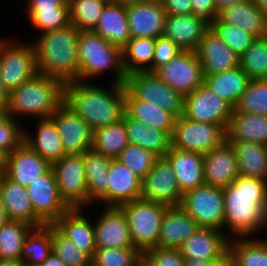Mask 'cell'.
I'll return each mask as SVG.
<instances>
[{"label":"cell","mask_w":267,"mask_h":266,"mask_svg":"<svg viewBox=\"0 0 267 266\" xmlns=\"http://www.w3.org/2000/svg\"><path fill=\"white\" fill-rule=\"evenodd\" d=\"M223 195L224 228L232 233H228L229 238L248 237L267 229L266 180L239 175L223 188Z\"/></svg>","instance_id":"6da1fadb"},{"label":"cell","mask_w":267,"mask_h":266,"mask_svg":"<svg viewBox=\"0 0 267 266\" xmlns=\"http://www.w3.org/2000/svg\"><path fill=\"white\" fill-rule=\"evenodd\" d=\"M110 90L91 82L64 86V103L94 130L117 123L125 113V83L111 82Z\"/></svg>","instance_id":"7a4b0ae2"},{"label":"cell","mask_w":267,"mask_h":266,"mask_svg":"<svg viewBox=\"0 0 267 266\" xmlns=\"http://www.w3.org/2000/svg\"><path fill=\"white\" fill-rule=\"evenodd\" d=\"M72 24L41 33L35 43L37 72L53 77L64 84L77 81L79 73L78 36Z\"/></svg>","instance_id":"3957f363"},{"label":"cell","mask_w":267,"mask_h":266,"mask_svg":"<svg viewBox=\"0 0 267 266\" xmlns=\"http://www.w3.org/2000/svg\"><path fill=\"white\" fill-rule=\"evenodd\" d=\"M64 86L60 80L36 73L31 79L9 92L6 113L38 119L50 118L64 103Z\"/></svg>","instance_id":"277c9868"},{"label":"cell","mask_w":267,"mask_h":266,"mask_svg":"<svg viewBox=\"0 0 267 266\" xmlns=\"http://www.w3.org/2000/svg\"><path fill=\"white\" fill-rule=\"evenodd\" d=\"M78 81L103 75L108 69L114 72V83H125L127 74L123 66L122 48L106 41L93 31H80L78 36Z\"/></svg>","instance_id":"5b68a950"},{"label":"cell","mask_w":267,"mask_h":266,"mask_svg":"<svg viewBox=\"0 0 267 266\" xmlns=\"http://www.w3.org/2000/svg\"><path fill=\"white\" fill-rule=\"evenodd\" d=\"M127 217L133 246L142 254L157 247L165 204L142 198L120 205Z\"/></svg>","instance_id":"8992f818"},{"label":"cell","mask_w":267,"mask_h":266,"mask_svg":"<svg viewBox=\"0 0 267 266\" xmlns=\"http://www.w3.org/2000/svg\"><path fill=\"white\" fill-rule=\"evenodd\" d=\"M13 40L0 39V75L9 92L38 73L32 42L17 43Z\"/></svg>","instance_id":"52a82bcc"},{"label":"cell","mask_w":267,"mask_h":266,"mask_svg":"<svg viewBox=\"0 0 267 266\" xmlns=\"http://www.w3.org/2000/svg\"><path fill=\"white\" fill-rule=\"evenodd\" d=\"M60 197L70 208L90 206L83 154H66L52 163ZM88 205V206H87Z\"/></svg>","instance_id":"ba28073f"},{"label":"cell","mask_w":267,"mask_h":266,"mask_svg":"<svg viewBox=\"0 0 267 266\" xmlns=\"http://www.w3.org/2000/svg\"><path fill=\"white\" fill-rule=\"evenodd\" d=\"M179 206L199 227L225 231L223 188L205 183L183 193Z\"/></svg>","instance_id":"9c48e42d"},{"label":"cell","mask_w":267,"mask_h":266,"mask_svg":"<svg viewBox=\"0 0 267 266\" xmlns=\"http://www.w3.org/2000/svg\"><path fill=\"white\" fill-rule=\"evenodd\" d=\"M125 86L136 99L152 102L175 118L183 115L184 96L173 90L154 72L130 73Z\"/></svg>","instance_id":"30bf717a"},{"label":"cell","mask_w":267,"mask_h":266,"mask_svg":"<svg viewBox=\"0 0 267 266\" xmlns=\"http://www.w3.org/2000/svg\"><path fill=\"white\" fill-rule=\"evenodd\" d=\"M225 139L226 130L221 125L198 122L180 116L175 119L171 147L205 154Z\"/></svg>","instance_id":"8fae6325"},{"label":"cell","mask_w":267,"mask_h":266,"mask_svg":"<svg viewBox=\"0 0 267 266\" xmlns=\"http://www.w3.org/2000/svg\"><path fill=\"white\" fill-rule=\"evenodd\" d=\"M233 107L204 84L184 96L183 115L198 122L221 125L227 130Z\"/></svg>","instance_id":"7c38bea8"},{"label":"cell","mask_w":267,"mask_h":266,"mask_svg":"<svg viewBox=\"0 0 267 266\" xmlns=\"http://www.w3.org/2000/svg\"><path fill=\"white\" fill-rule=\"evenodd\" d=\"M154 73L183 96L204 82L202 65L194 51H181L167 64L158 67Z\"/></svg>","instance_id":"4fadbf2b"},{"label":"cell","mask_w":267,"mask_h":266,"mask_svg":"<svg viewBox=\"0 0 267 266\" xmlns=\"http://www.w3.org/2000/svg\"><path fill=\"white\" fill-rule=\"evenodd\" d=\"M26 191L35 215L45 224H53L70 207L60 197L52 168L31 182Z\"/></svg>","instance_id":"5bb4252c"},{"label":"cell","mask_w":267,"mask_h":266,"mask_svg":"<svg viewBox=\"0 0 267 266\" xmlns=\"http://www.w3.org/2000/svg\"><path fill=\"white\" fill-rule=\"evenodd\" d=\"M167 206H179L182 193L176 176L165 157H158L151 171L141 181V197Z\"/></svg>","instance_id":"9a60e30c"},{"label":"cell","mask_w":267,"mask_h":266,"mask_svg":"<svg viewBox=\"0 0 267 266\" xmlns=\"http://www.w3.org/2000/svg\"><path fill=\"white\" fill-rule=\"evenodd\" d=\"M50 118L56 125L66 154H83L91 149L94 129L65 103Z\"/></svg>","instance_id":"2e32d148"},{"label":"cell","mask_w":267,"mask_h":266,"mask_svg":"<svg viewBox=\"0 0 267 266\" xmlns=\"http://www.w3.org/2000/svg\"><path fill=\"white\" fill-rule=\"evenodd\" d=\"M94 223L96 249L134 247L127 217L120 206H105Z\"/></svg>","instance_id":"e0dca14e"},{"label":"cell","mask_w":267,"mask_h":266,"mask_svg":"<svg viewBox=\"0 0 267 266\" xmlns=\"http://www.w3.org/2000/svg\"><path fill=\"white\" fill-rule=\"evenodd\" d=\"M51 168L52 164L47 159L42 158L35 150L22 142L7 155L5 175L13 182L27 187Z\"/></svg>","instance_id":"ac0fdd59"},{"label":"cell","mask_w":267,"mask_h":266,"mask_svg":"<svg viewBox=\"0 0 267 266\" xmlns=\"http://www.w3.org/2000/svg\"><path fill=\"white\" fill-rule=\"evenodd\" d=\"M203 75H213L239 66V55L227 46L210 27L196 49Z\"/></svg>","instance_id":"d6986e66"},{"label":"cell","mask_w":267,"mask_h":266,"mask_svg":"<svg viewBox=\"0 0 267 266\" xmlns=\"http://www.w3.org/2000/svg\"><path fill=\"white\" fill-rule=\"evenodd\" d=\"M131 38H154L164 33L166 12L162 2L148 0L126 7Z\"/></svg>","instance_id":"ffe728a7"},{"label":"cell","mask_w":267,"mask_h":266,"mask_svg":"<svg viewBox=\"0 0 267 266\" xmlns=\"http://www.w3.org/2000/svg\"><path fill=\"white\" fill-rule=\"evenodd\" d=\"M238 176L237 158L231 143L227 139L204 154V179L206 184L224 188Z\"/></svg>","instance_id":"44dd1931"},{"label":"cell","mask_w":267,"mask_h":266,"mask_svg":"<svg viewBox=\"0 0 267 266\" xmlns=\"http://www.w3.org/2000/svg\"><path fill=\"white\" fill-rule=\"evenodd\" d=\"M229 239L222 230L199 227L180 250L184 259L209 261L220 258L228 250Z\"/></svg>","instance_id":"7402d4cb"},{"label":"cell","mask_w":267,"mask_h":266,"mask_svg":"<svg viewBox=\"0 0 267 266\" xmlns=\"http://www.w3.org/2000/svg\"><path fill=\"white\" fill-rule=\"evenodd\" d=\"M164 157L171 165L182 194L205 184L204 154L171 147Z\"/></svg>","instance_id":"603a6c76"},{"label":"cell","mask_w":267,"mask_h":266,"mask_svg":"<svg viewBox=\"0 0 267 266\" xmlns=\"http://www.w3.org/2000/svg\"><path fill=\"white\" fill-rule=\"evenodd\" d=\"M210 23L204 18L188 15H167L163 36L172 40L183 51H196Z\"/></svg>","instance_id":"cb8c5ba5"},{"label":"cell","mask_w":267,"mask_h":266,"mask_svg":"<svg viewBox=\"0 0 267 266\" xmlns=\"http://www.w3.org/2000/svg\"><path fill=\"white\" fill-rule=\"evenodd\" d=\"M83 208H70L53 225L78 249L92 258L96 250L94 223L83 213Z\"/></svg>","instance_id":"d4e9b609"},{"label":"cell","mask_w":267,"mask_h":266,"mask_svg":"<svg viewBox=\"0 0 267 266\" xmlns=\"http://www.w3.org/2000/svg\"><path fill=\"white\" fill-rule=\"evenodd\" d=\"M198 228L197 222L180 206H169L161 221L157 246L180 248Z\"/></svg>","instance_id":"484cf974"},{"label":"cell","mask_w":267,"mask_h":266,"mask_svg":"<svg viewBox=\"0 0 267 266\" xmlns=\"http://www.w3.org/2000/svg\"><path fill=\"white\" fill-rule=\"evenodd\" d=\"M0 195L10 220L21 221L34 228L45 225L35 215L25 186L4 175L0 183Z\"/></svg>","instance_id":"4316f807"},{"label":"cell","mask_w":267,"mask_h":266,"mask_svg":"<svg viewBox=\"0 0 267 266\" xmlns=\"http://www.w3.org/2000/svg\"><path fill=\"white\" fill-rule=\"evenodd\" d=\"M218 18L235 25L256 38L267 36V14L253 0L233 4L219 11Z\"/></svg>","instance_id":"83f0119b"},{"label":"cell","mask_w":267,"mask_h":266,"mask_svg":"<svg viewBox=\"0 0 267 266\" xmlns=\"http://www.w3.org/2000/svg\"><path fill=\"white\" fill-rule=\"evenodd\" d=\"M141 197V180L125 165L111 159L108 173V206H120Z\"/></svg>","instance_id":"f1b7e54d"},{"label":"cell","mask_w":267,"mask_h":266,"mask_svg":"<svg viewBox=\"0 0 267 266\" xmlns=\"http://www.w3.org/2000/svg\"><path fill=\"white\" fill-rule=\"evenodd\" d=\"M83 155L90 205L97 204V201L108 206V173L112 158L92 149Z\"/></svg>","instance_id":"f546056e"},{"label":"cell","mask_w":267,"mask_h":266,"mask_svg":"<svg viewBox=\"0 0 267 266\" xmlns=\"http://www.w3.org/2000/svg\"><path fill=\"white\" fill-rule=\"evenodd\" d=\"M93 32L109 43L123 48L131 39L126 7L110 0L103 9Z\"/></svg>","instance_id":"4dcf8cb0"},{"label":"cell","mask_w":267,"mask_h":266,"mask_svg":"<svg viewBox=\"0 0 267 266\" xmlns=\"http://www.w3.org/2000/svg\"><path fill=\"white\" fill-rule=\"evenodd\" d=\"M229 142H255L267 145V116L232 111L226 130Z\"/></svg>","instance_id":"1f68e13d"},{"label":"cell","mask_w":267,"mask_h":266,"mask_svg":"<svg viewBox=\"0 0 267 266\" xmlns=\"http://www.w3.org/2000/svg\"><path fill=\"white\" fill-rule=\"evenodd\" d=\"M123 122L130 144L150 150L158 157H164L171 148V135L167 131L146 126L126 113Z\"/></svg>","instance_id":"d6a6232c"},{"label":"cell","mask_w":267,"mask_h":266,"mask_svg":"<svg viewBox=\"0 0 267 266\" xmlns=\"http://www.w3.org/2000/svg\"><path fill=\"white\" fill-rule=\"evenodd\" d=\"M38 121L35 137L24 130L23 142L52 164L66 153L54 121L51 118L38 119Z\"/></svg>","instance_id":"836d02e7"},{"label":"cell","mask_w":267,"mask_h":266,"mask_svg":"<svg viewBox=\"0 0 267 266\" xmlns=\"http://www.w3.org/2000/svg\"><path fill=\"white\" fill-rule=\"evenodd\" d=\"M125 113L146 126L167 131L172 135L176 118L152 102L136 99L127 89L125 91Z\"/></svg>","instance_id":"e575fe53"},{"label":"cell","mask_w":267,"mask_h":266,"mask_svg":"<svg viewBox=\"0 0 267 266\" xmlns=\"http://www.w3.org/2000/svg\"><path fill=\"white\" fill-rule=\"evenodd\" d=\"M238 164V173L267 181V145L255 142H230Z\"/></svg>","instance_id":"d590c367"},{"label":"cell","mask_w":267,"mask_h":266,"mask_svg":"<svg viewBox=\"0 0 267 266\" xmlns=\"http://www.w3.org/2000/svg\"><path fill=\"white\" fill-rule=\"evenodd\" d=\"M250 81L251 79L238 66L231 70L204 76L203 84L234 107Z\"/></svg>","instance_id":"8d00e7d4"},{"label":"cell","mask_w":267,"mask_h":266,"mask_svg":"<svg viewBox=\"0 0 267 266\" xmlns=\"http://www.w3.org/2000/svg\"><path fill=\"white\" fill-rule=\"evenodd\" d=\"M228 251L231 266H267V241L265 239L234 237L229 239Z\"/></svg>","instance_id":"74e56055"},{"label":"cell","mask_w":267,"mask_h":266,"mask_svg":"<svg viewBox=\"0 0 267 266\" xmlns=\"http://www.w3.org/2000/svg\"><path fill=\"white\" fill-rule=\"evenodd\" d=\"M154 38H131L122 48L123 66L127 75L153 72Z\"/></svg>","instance_id":"f35d334b"},{"label":"cell","mask_w":267,"mask_h":266,"mask_svg":"<svg viewBox=\"0 0 267 266\" xmlns=\"http://www.w3.org/2000/svg\"><path fill=\"white\" fill-rule=\"evenodd\" d=\"M128 144V135L122 118L117 123L94 130L91 149L115 159Z\"/></svg>","instance_id":"ab89813d"},{"label":"cell","mask_w":267,"mask_h":266,"mask_svg":"<svg viewBox=\"0 0 267 266\" xmlns=\"http://www.w3.org/2000/svg\"><path fill=\"white\" fill-rule=\"evenodd\" d=\"M51 253V224L33 228L25 238L21 259L29 266H39Z\"/></svg>","instance_id":"60d3db41"},{"label":"cell","mask_w":267,"mask_h":266,"mask_svg":"<svg viewBox=\"0 0 267 266\" xmlns=\"http://www.w3.org/2000/svg\"><path fill=\"white\" fill-rule=\"evenodd\" d=\"M33 228L21 221L5 223L0 228V260L21 259L25 238Z\"/></svg>","instance_id":"b9f144b4"},{"label":"cell","mask_w":267,"mask_h":266,"mask_svg":"<svg viewBox=\"0 0 267 266\" xmlns=\"http://www.w3.org/2000/svg\"><path fill=\"white\" fill-rule=\"evenodd\" d=\"M110 0H68L70 22L79 31H93Z\"/></svg>","instance_id":"7bdbcfd3"},{"label":"cell","mask_w":267,"mask_h":266,"mask_svg":"<svg viewBox=\"0 0 267 266\" xmlns=\"http://www.w3.org/2000/svg\"><path fill=\"white\" fill-rule=\"evenodd\" d=\"M239 66L251 80L267 79V36L256 38L239 56Z\"/></svg>","instance_id":"ee69618b"},{"label":"cell","mask_w":267,"mask_h":266,"mask_svg":"<svg viewBox=\"0 0 267 266\" xmlns=\"http://www.w3.org/2000/svg\"><path fill=\"white\" fill-rule=\"evenodd\" d=\"M233 111L267 116V79L251 80Z\"/></svg>","instance_id":"f6af8a7d"},{"label":"cell","mask_w":267,"mask_h":266,"mask_svg":"<svg viewBox=\"0 0 267 266\" xmlns=\"http://www.w3.org/2000/svg\"><path fill=\"white\" fill-rule=\"evenodd\" d=\"M157 158L158 156L152 151L129 143L115 159L125 165L142 181L153 168Z\"/></svg>","instance_id":"bcb514c9"},{"label":"cell","mask_w":267,"mask_h":266,"mask_svg":"<svg viewBox=\"0 0 267 266\" xmlns=\"http://www.w3.org/2000/svg\"><path fill=\"white\" fill-rule=\"evenodd\" d=\"M143 254L136 247L96 249L91 263L94 266H136Z\"/></svg>","instance_id":"7dc6e473"},{"label":"cell","mask_w":267,"mask_h":266,"mask_svg":"<svg viewBox=\"0 0 267 266\" xmlns=\"http://www.w3.org/2000/svg\"><path fill=\"white\" fill-rule=\"evenodd\" d=\"M52 252L63 260L66 266H88L91 258L51 224Z\"/></svg>","instance_id":"c3c4849f"},{"label":"cell","mask_w":267,"mask_h":266,"mask_svg":"<svg viewBox=\"0 0 267 266\" xmlns=\"http://www.w3.org/2000/svg\"><path fill=\"white\" fill-rule=\"evenodd\" d=\"M219 38L239 56L254 42L256 37L243 29L223 23L218 17L210 24Z\"/></svg>","instance_id":"681fc988"},{"label":"cell","mask_w":267,"mask_h":266,"mask_svg":"<svg viewBox=\"0 0 267 266\" xmlns=\"http://www.w3.org/2000/svg\"><path fill=\"white\" fill-rule=\"evenodd\" d=\"M32 26L40 33L64 28L71 24L69 8H55V10H26Z\"/></svg>","instance_id":"f907efd6"},{"label":"cell","mask_w":267,"mask_h":266,"mask_svg":"<svg viewBox=\"0 0 267 266\" xmlns=\"http://www.w3.org/2000/svg\"><path fill=\"white\" fill-rule=\"evenodd\" d=\"M24 139V128L6 112L0 111V150L6 155L13 152Z\"/></svg>","instance_id":"816d5d0a"},{"label":"cell","mask_w":267,"mask_h":266,"mask_svg":"<svg viewBox=\"0 0 267 266\" xmlns=\"http://www.w3.org/2000/svg\"><path fill=\"white\" fill-rule=\"evenodd\" d=\"M147 266H184L180 248H151L143 253Z\"/></svg>","instance_id":"f5cc1de1"},{"label":"cell","mask_w":267,"mask_h":266,"mask_svg":"<svg viewBox=\"0 0 267 266\" xmlns=\"http://www.w3.org/2000/svg\"><path fill=\"white\" fill-rule=\"evenodd\" d=\"M181 51L172 40L165 36H159L155 39V50L153 57V72L160 66L167 64L174 57H176Z\"/></svg>","instance_id":"db71d44e"},{"label":"cell","mask_w":267,"mask_h":266,"mask_svg":"<svg viewBox=\"0 0 267 266\" xmlns=\"http://www.w3.org/2000/svg\"><path fill=\"white\" fill-rule=\"evenodd\" d=\"M192 14L204 18L210 24L218 17L214 0H190Z\"/></svg>","instance_id":"11a10c76"},{"label":"cell","mask_w":267,"mask_h":266,"mask_svg":"<svg viewBox=\"0 0 267 266\" xmlns=\"http://www.w3.org/2000/svg\"><path fill=\"white\" fill-rule=\"evenodd\" d=\"M162 4L167 15H188L192 13L190 0H163Z\"/></svg>","instance_id":"9f6ffc18"},{"label":"cell","mask_w":267,"mask_h":266,"mask_svg":"<svg viewBox=\"0 0 267 266\" xmlns=\"http://www.w3.org/2000/svg\"><path fill=\"white\" fill-rule=\"evenodd\" d=\"M26 10H55V8H69L68 0H27Z\"/></svg>","instance_id":"6f0895ef"},{"label":"cell","mask_w":267,"mask_h":266,"mask_svg":"<svg viewBox=\"0 0 267 266\" xmlns=\"http://www.w3.org/2000/svg\"><path fill=\"white\" fill-rule=\"evenodd\" d=\"M184 266H231V257L227 250L220 258L209 261L185 259Z\"/></svg>","instance_id":"680465c9"},{"label":"cell","mask_w":267,"mask_h":266,"mask_svg":"<svg viewBox=\"0 0 267 266\" xmlns=\"http://www.w3.org/2000/svg\"><path fill=\"white\" fill-rule=\"evenodd\" d=\"M9 101V91L5 88L0 75V111L6 112Z\"/></svg>","instance_id":"91938a15"},{"label":"cell","mask_w":267,"mask_h":266,"mask_svg":"<svg viewBox=\"0 0 267 266\" xmlns=\"http://www.w3.org/2000/svg\"><path fill=\"white\" fill-rule=\"evenodd\" d=\"M39 266H66V264L52 252Z\"/></svg>","instance_id":"94428289"},{"label":"cell","mask_w":267,"mask_h":266,"mask_svg":"<svg viewBox=\"0 0 267 266\" xmlns=\"http://www.w3.org/2000/svg\"><path fill=\"white\" fill-rule=\"evenodd\" d=\"M248 0H214V3L216 5V9L219 12L224 7L231 6L233 4L242 3Z\"/></svg>","instance_id":"6125c7cd"},{"label":"cell","mask_w":267,"mask_h":266,"mask_svg":"<svg viewBox=\"0 0 267 266\" xmlns=\"http://www.w3.org/2000/svg\"><path fill=\"white\" fill-rule=\"evenodd\" d=\"M0 266H29L22 259L0 260Z\"/></svg>","instance_id":"be15d7a7"},{"label":"cell","mask_w":267,"mask_h":266,"mask_svg":"<svg viewBox=\"0 0 267 266\" xmlns=\"http://www.w3.org/2000/svg\"><path fill=\"white\" fill-rule=\"evenodd\" d=\"M9 217L7 215V212L5 210V206L2 200V197L0 195V228L9 221Z\"/></svg>","instance_id":"e7e4bbea"},{"label":"cell","mask_w":267,"mask_h":266,"mask_svg":"<svg viewBox=\"0 0 267 266\" xmlns=\"http://www.w3.org/2000/svg\"><path fill=\"white\" fill-rule=\"evenodd\" d=\"M116 3H119L121 5H123L124 7H129V6H133V5H137L143 2H146L148 0H112Z\"/></svg>","instance_id":"03108f58"},{"label":"cell","mask_w":267,"mask_h":266,"mask_svg":"<svg viewBox=\"0 0 267 266\" xmlns=\"http://www.w3.org/2000/svg\"><path fill=\"white\" fill-rule=\"evenodd\" d=\"M254 3L267 14V0H253Z\"/></svg>","instance_id":"003e7915"},{"label":"cell","mask_w":267,"mask_h":266,"mask_svg":"<svg viewBox=\"0 0 267 266\" xmlns=\"http://www.w3.org/2000/svg\"><path fill=\"white\" fill-rule=\"evenodd\" d=\"M7 155L0 150V165H5Z\"/></svg>","instance_id":"a7ac6f4b"},{"label":"cell","mask_w":267,"mask_h":266,"mask_svg":"<svg viewBox=\"0 0 267 266\" xmlns=\"http://www.w3.org/2000/svg\"><path fill=\"white\" fill-rule=\"evenodd\" d=\"M4 175H5V165H0V183Z\"/></svg>","instance_id":"89a4df30"},{"label":"cell","mask_w":267,"mask_h":266,"mask_svg":"<svg viewBox=\"0 0 267 266\" xmlns=\"http://www.w3.org/2000/svg\"><path fill=\"white\" fill-rule=\"evenodd\" d=\"M136 266H147L145 261L142 259Z\"/></svg>","instance_id":"2644e50d"}]
</instances>
